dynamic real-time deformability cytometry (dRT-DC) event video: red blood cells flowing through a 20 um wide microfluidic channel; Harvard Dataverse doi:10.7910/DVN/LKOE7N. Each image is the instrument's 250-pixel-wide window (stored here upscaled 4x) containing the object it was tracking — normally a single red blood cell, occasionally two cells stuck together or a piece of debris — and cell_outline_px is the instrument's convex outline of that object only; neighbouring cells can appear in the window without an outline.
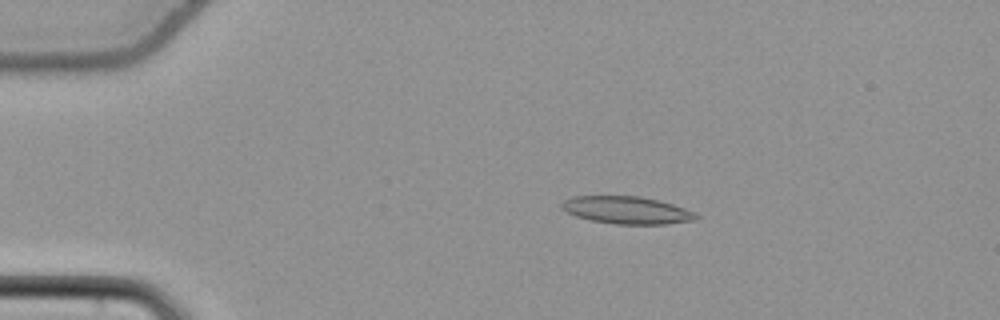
{"species": "common noctule bat (a hibernating species)", "species_latin": "Nyctalus noctula", "temperature_condition": "cold", "stored_images_in_passage": 44, "camera_frame_rate_fps": 3000, "um_per_image_px": 0.085, "animal": {"sex": "female", "body_mass_g": 22.7, "forearm_length_mm": 54.2}, "frame": {"image": 1, "passage_image": 1, "time_ms": 0.0, "image_size_px": [1000, 320], "cell_outline_px": [[700, 216], [696, 220], [668, 224], [616, 224], [592, 220], [576, 216], [560, 208], [560, 204], [564, 200], [572, 196], [640, 196], [672, 204], [696, 212]], "centroid_in_image_um": [53.29, 17.86], "position_along_channel_um": 31.7, "area_um2": 21.5}}
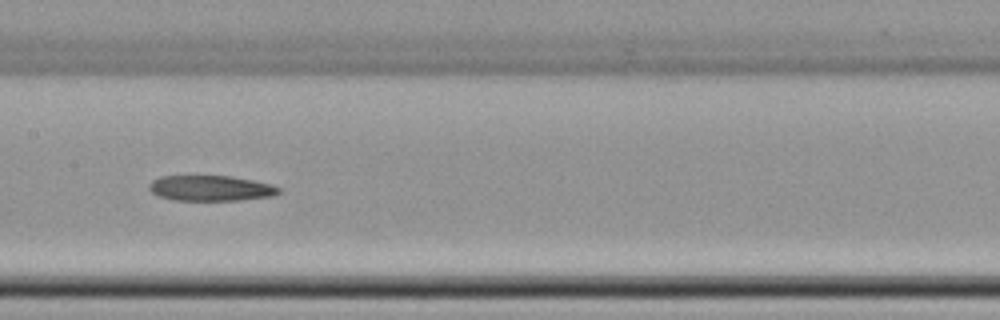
{"frame": {"image": 2, "passage_image": 18, "time_ms": 5.667, "image_size_px": [1000, 320], "cell_outline_px": [[280, 192], [272, 196], [236, 200], [172, 200], [160, 196], [152, 192], [148, 188], [148, 184], [152, 180], [160, 176], [228, 176], [252, 180], [272, 184], [280, 188]], "centroid_in_image_um": [17.88, 15.99], "position_along_channel_um": 189.5, "area_um2": 19.13}}
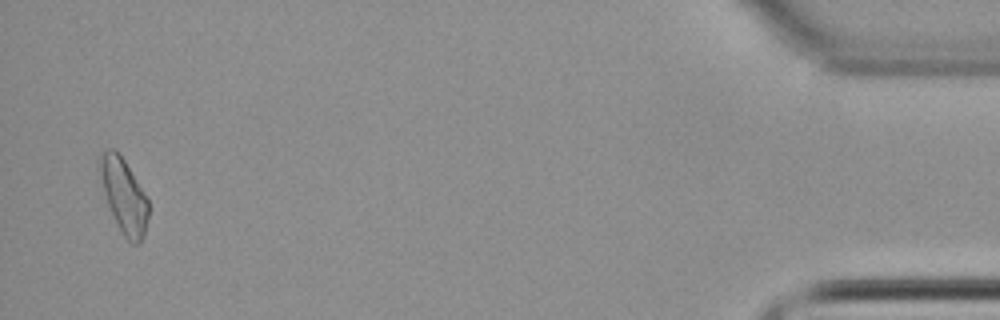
{"frame": {"image": 3, "passage_image": 43, "time_ms": 14.0, "image_size_px": [1000, 320], "cell_outline_px": [[148, 216], [144, 232], [140, 244], [132, 244], [124, 236], [108, 204], [96, 168], [100, 152], [104, 148], [116, 148], [124, 160], [144, 192], [148, 200]], "centroid_in_image_um": [10.48, 16.54], "position_along_channel_um": 424.7, "area_um2": 21.1}}